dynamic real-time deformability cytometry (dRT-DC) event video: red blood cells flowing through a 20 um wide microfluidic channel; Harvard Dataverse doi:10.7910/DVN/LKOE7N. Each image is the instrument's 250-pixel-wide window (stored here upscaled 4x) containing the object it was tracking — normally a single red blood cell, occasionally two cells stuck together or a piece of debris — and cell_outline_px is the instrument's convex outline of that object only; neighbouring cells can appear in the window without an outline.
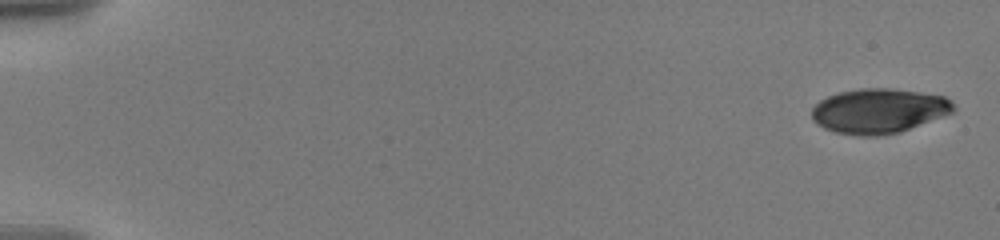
{"species": "human", "species_latin": "Homo sapiens", "temperature_condition": "warm", "stored_images_in_passage": 20, "camera_frame_rate_fps": 3000, "um_per_image_px": 0.085, "donor": {"sex": "male"}, "frame": {"image": 1, "passage_image": 1, "time_ms": 0.0, "image_size_px": [1000, 240], "cell_outline_px": [[956, 108], [952, 112], [900, 132], [876, 136], [860, 136], [836, 132], [824, 128], [812, 120], [812, 108], [820, 100], [828, 96], [840, 92], [860, 88], [892, 88], [920, 92], [944, 96], [952, 100]], "centroid_in_image_um": [74.69, 9.42], "position_along_channel_um": 10.3, "area_um2": 36.88}}
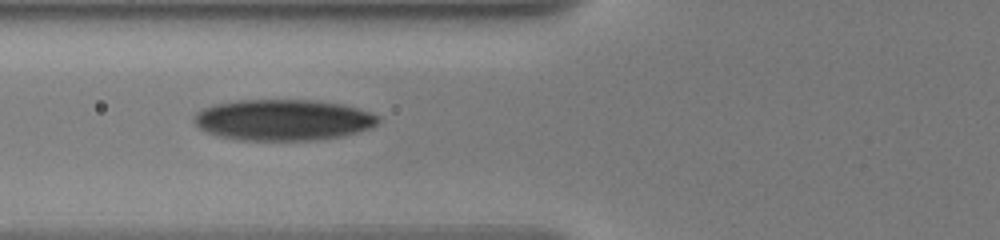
{"frame": {"image": 2, "passage_image": 18, "time_ms": 7.333, "image_size_px": [1000, 240], "cell_outline_px": [[380, 120], [372, 128], [344, 136], [316, 140], [236, 140], [216, 136], [200, 128], [192, 120], [196, 112], [204, 108], [216, 104], [236, 100], [312, 100], [340, 104], [356, 108], [380, 116]], "centroid_in_image_um": [24.05, 10.2], "position_along_channel_um": 101.7, "area_um2": 44.22}}
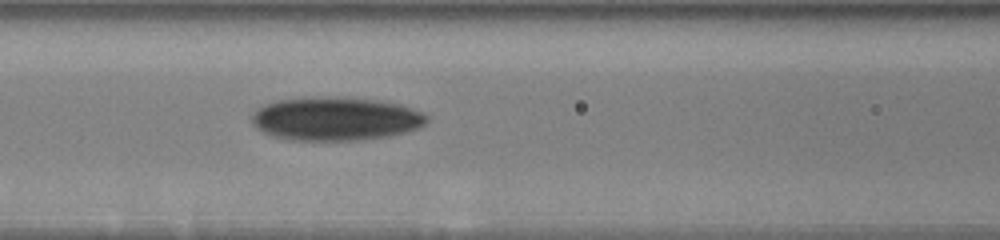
{"frame": {"image": 3, "passage_image": 20, "time_ms": 8.333, "image_size_px": [1000, 240], "cell_outline_px": [[428, 120], [420, 128], [388, 136], [360, 140], [288, 140], [272, 136], [256, 128], [252, 124], [252, 112], [256, 108], [264, 104], [276, 100], [308, 96], [328, 96], [384, 100], [400, 104], [424, 112], [428, 116]], "centroid_in_image_um": [28.51, 10.07], "position_along_channel_um": 138.1, "area_um2": 45.14}}